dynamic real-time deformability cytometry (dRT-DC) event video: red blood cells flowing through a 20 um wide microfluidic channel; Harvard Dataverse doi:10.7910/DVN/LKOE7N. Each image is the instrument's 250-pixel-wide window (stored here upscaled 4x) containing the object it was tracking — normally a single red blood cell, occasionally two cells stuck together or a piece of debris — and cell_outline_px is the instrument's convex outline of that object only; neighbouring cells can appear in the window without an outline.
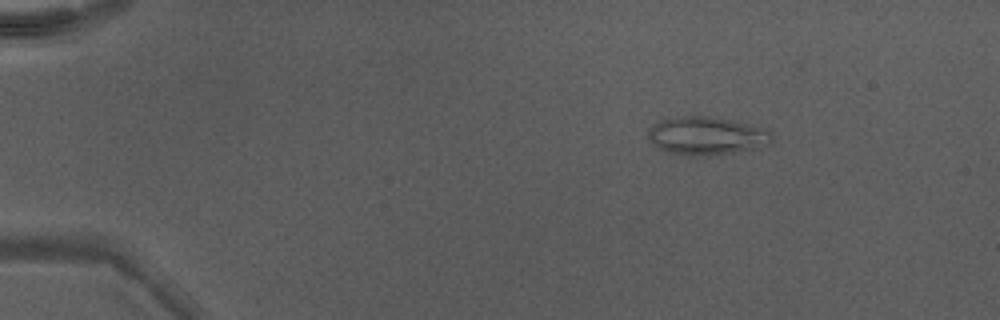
{"species": "Egyptian fruit bat (a non-hibernating species)", "species_latin": "Rousettus aegyptiacus", "temperature_condition": "warm", "stored_images_in_passage": 42, "camera_frame_rate_fps": 3000, "um_per_image_px": 0.085, "animal": {"sex": "male"}, "frame": {"image": 1, "passage_image": 2, "time_ms": 0.333, "image_size_px": [1000, 320], "cell_outline_px": [[772, 140], [768, 144], [756, 148], [704, 156], [696, 156], [664, 152], [656, 148], [652, 144], [648, 136], [648, 128], [656, 120], [688, 116], [716, 116], [764, 128], [772, 132]], "centroid_in_image_um": [60.0, 11.53], "position_along_channel_um": 25.0, "area_um2": 27.69}}
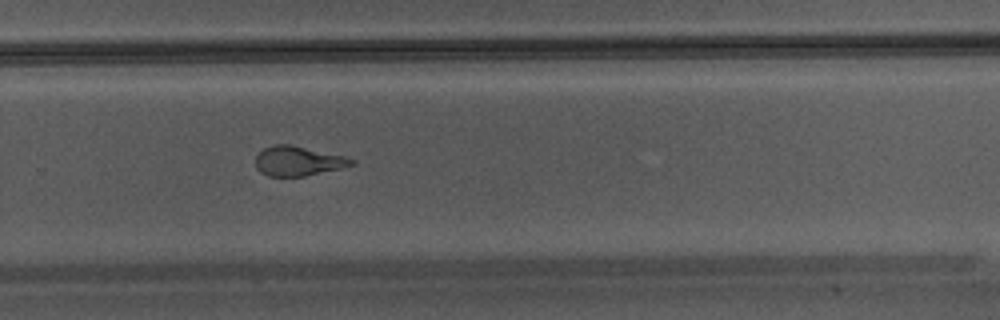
{"frame": {"image": 2, "passage_image": 28, "time_ms": 9.0, "image_size_px": [1000, 320], "cell_outline_px": [[356, 164], [340, 168], [304, 176], [268, 176], [260, 172], [256, 168], [256, 156], [264, 148], [276, 144], [288, 144], [344, 156], [356, 160]], "centroid_in_image_um": [25.33, 13.69], "position_along_channel_um": 304.5, "area_um2": 16.36}}
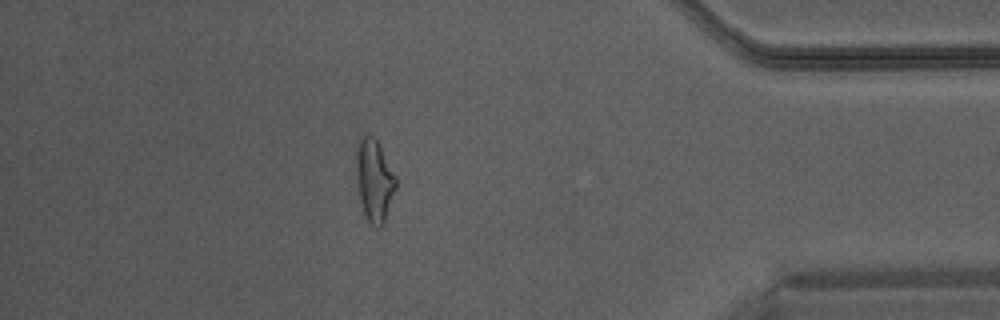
{"frame": {"image": 3, "passage_image": 37, "time_ms": 12.0, "image_size_px": [1000, 320], "cell_outline_px": [[396, 188], [384, 224], [380, 228], [372, 224], [364, 216], [360, 200], [356, 180], [356, 140], [368, 132], [376, 140], [396, 176]], "centroid_in_image_um": [31.79, 15.31], "position_along_channel_um": 403.4, "area_um2": 19.19}}